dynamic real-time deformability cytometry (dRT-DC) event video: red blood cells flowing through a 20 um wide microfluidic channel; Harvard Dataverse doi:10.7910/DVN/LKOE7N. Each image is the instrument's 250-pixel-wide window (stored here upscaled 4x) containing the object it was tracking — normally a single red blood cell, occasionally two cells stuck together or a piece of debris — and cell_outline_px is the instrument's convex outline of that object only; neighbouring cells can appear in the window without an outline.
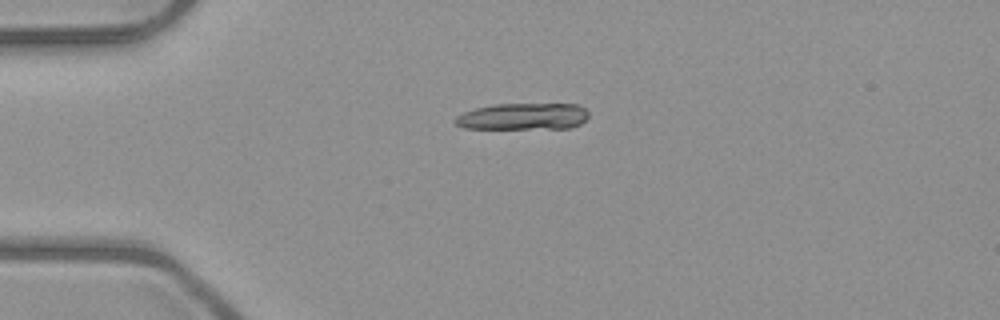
{"species": "common noctule bat (a hibernating species)", "species_latin": "Nyctalus noctula", "temperature_condition": "room temperature", "stored_images_in_passage": 3, "camera_frame_rate_fps": 3000, "um_per_image_px": 0.085, "animal": {"sex": "male", "body_mass_g": 23.1, "forearm_length_mm": 52.7}, "frame": {"image": 1, "passage_image": 1, "time_ms": 0.0, "image_size_px": [1000, 320], "cell_outline_px": [[588, 116], [580, 124], [572, 128], [464, 128], [456, 124], [452, 120], [456, 116], [464, 112], [476, 108], [492, 104], [576, 104], [584, 108], [588, 112]], "centroid_in_image_um": [44.45, 9.89], "position_along_channel_um": 40.6, "area_um2": 20.69}}